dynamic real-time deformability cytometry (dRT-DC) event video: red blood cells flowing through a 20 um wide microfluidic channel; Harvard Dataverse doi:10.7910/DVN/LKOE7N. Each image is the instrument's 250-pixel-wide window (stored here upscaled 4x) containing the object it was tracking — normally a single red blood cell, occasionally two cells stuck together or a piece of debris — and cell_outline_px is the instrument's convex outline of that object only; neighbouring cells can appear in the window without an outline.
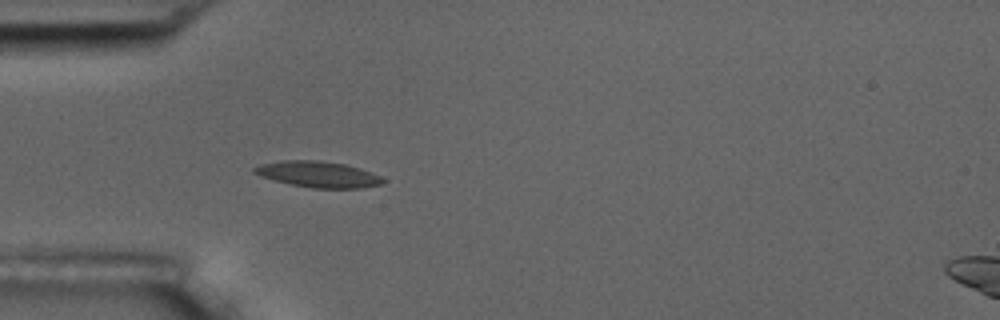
{"species": "common noctule bat (a hibernating species)", "species_latin": "Nyctalus noctula", "temperature_condition": "room temperature", "stored_images_in_passage": 4, "camera_frame_rate_fps": 3000, "um_per_image_px": 0.085, "animal": {"sex": "male", "body_mass_g": 17.5, "forearm_length_mm": 52.3}, "frame": {"image": 1, "passage_image": 4, "time_ms": 1.0, "image_size_px": [1000, 320], "cell_outline_px": [[388, 180], [384, 184], [360, 188], [312, 188], [292, 184], [260, 176], [252, 172], [252, 168], [260, 164], [280, 160], [320, 160], [344, 164], [360, 168], [380, 176]], "centroid_in_image_um": [27.06, 14.81], "position_along_channel_um": 57.9, "area_um2": 19.59}}